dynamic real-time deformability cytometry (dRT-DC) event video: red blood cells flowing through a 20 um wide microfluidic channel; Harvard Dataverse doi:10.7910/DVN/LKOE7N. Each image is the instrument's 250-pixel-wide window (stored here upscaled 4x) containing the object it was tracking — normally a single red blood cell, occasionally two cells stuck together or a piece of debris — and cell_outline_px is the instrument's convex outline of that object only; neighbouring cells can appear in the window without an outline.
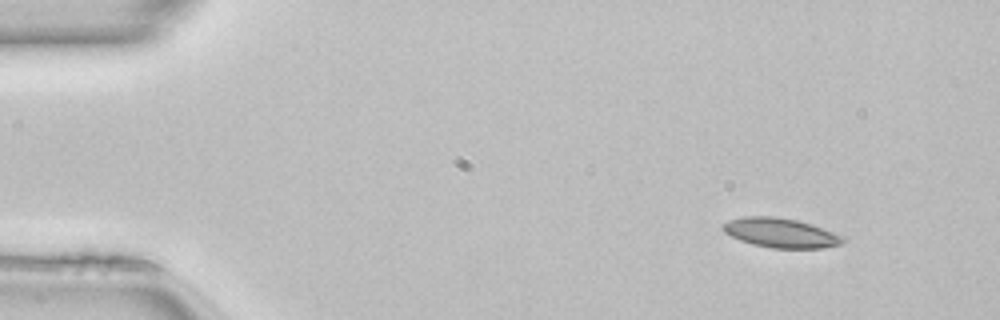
{"species": "common noctule bat (a hibernating species)", "species_latin": "Nyctalus noctula", "temperature_condition": "room temperature", "stored_images_in_passage": 45, "camera_frame_rate_fps": 3000, "um_per_image_px": 0.085, "animal": {"sex": "female", "body_mass_g": 22.7, "forearm_length_mm": 54.2}, "frame": {"image": 1, "passage_image": 1, "time_ms": 0.0, "image_size_px": [1000, 320], "cell_outline_px": [[844, 240], [840, 244], [824, 248], [772, 248], [752, 244], [740, 240], [724, 232], [720, 228], [720, 224], [728, 220], [744, 216], [772, 216], [796, 220], [812, 224], [844, 236]], "centroid_in_image_um": [66.32, 19.79], "position_along_channel_um": 18.7, "area_um2": 20.69}}
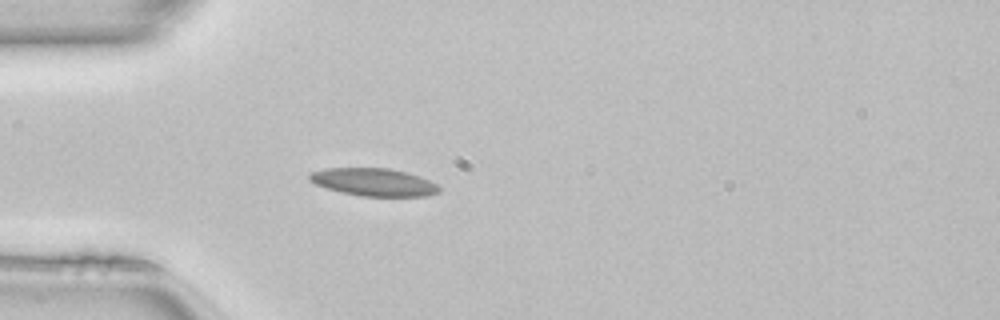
{"frame": {"image": 2, "passage_image": 10, "time_ms": 3.0, "image_size_px": [1000, 320], "cell_outline_px": [[440, 192], [424, 196], [360, 196], [340, 192], [316, 184], [308, 180], [308, 172], [324, 168], [388, 168], [404, 172], [428, 180], [436, 184], [440, 188]], "centroid_in_image_um": [31.7, 15.48], "position_along_channel_um": 53.3, "area_um2": 20.81}}
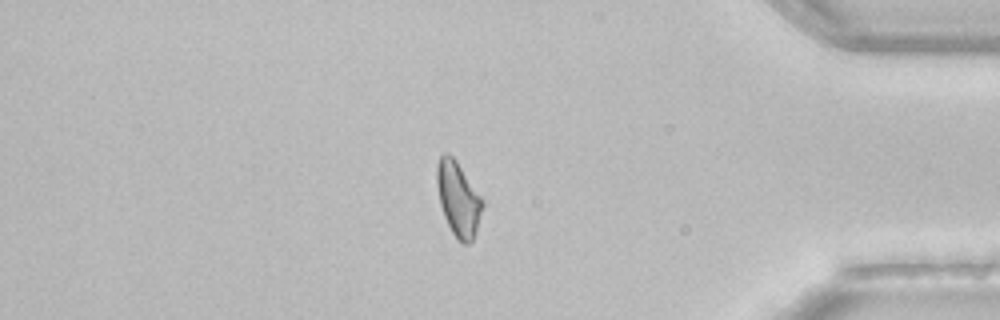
{"frame": {"image": 3, "passage_image": 38, "time_ms": 12.333, "image_size_px": [1000, 320], "cell_outline_px": [[484, 204], [476, 232], [472, 240], [468, 244], [464, 244], [456, 240], [444, 216], [440, 204], [436, 184], [436, 164], [440, 156], [444, 152], [448, 152], [456, 160], [480, 196]], "centroid_in_image_um": [38.93, 16.91], "position_along_channel_um": 396.3, "area_um2": 19.77}, "authors_computed_cell_mechanics": {"area_um2": 19.9988, "velocity_mm_per_s": 4.1104, "shape_relaxation_time_tau1_ms": null, "shape_relaxation_time_tau2_ms": 4.7394, "deformation_change_tau1": null, "deformation_change_tau2": 0.1223}}